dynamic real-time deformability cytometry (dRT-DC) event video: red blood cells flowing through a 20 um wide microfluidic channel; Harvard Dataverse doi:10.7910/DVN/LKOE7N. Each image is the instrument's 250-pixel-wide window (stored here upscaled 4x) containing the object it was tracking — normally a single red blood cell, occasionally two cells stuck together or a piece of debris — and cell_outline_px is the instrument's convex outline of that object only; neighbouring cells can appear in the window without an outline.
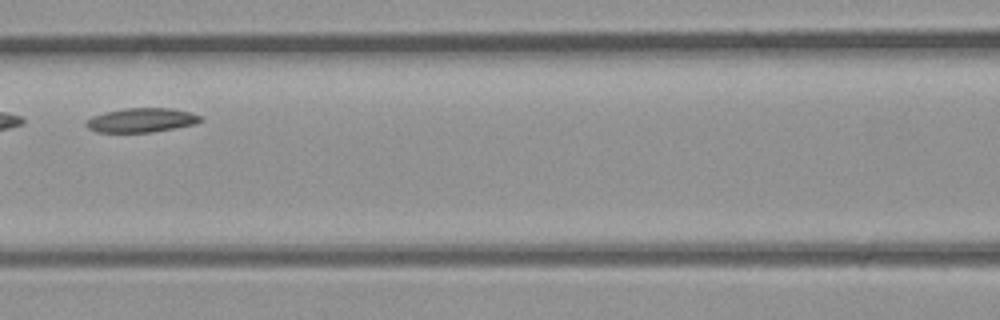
{"species": "common noctule bat (a hibernating species)", "species_latin": "Nyctalus noctula", "temperature_condition": "room temperature", "stored_images_in_passage": 5, "camera_frame_rate_fps": 3000, "um_per_image_px": 0.085, "animal": {"sex": "male", "body_mass_g": 23.1, "forearm_length_mm": 52.7}, "frame": {"image": 1, "passage_image": 5, "time_ms": 1.333, "image_size_px": [1000, 320], "cell_outline_px": [[204, 120], [196, 124], [176, 128], [152, 132], [96, 132], [88, 128], [84, 124], [92, 116], [104, 112], [124, 108], [172, 108], [192, 112], [200, 116]], "centroid_in_image_um": [12.05, 10.21], "position_along_channel_um": 154.5, "area_um2": 16.3}}